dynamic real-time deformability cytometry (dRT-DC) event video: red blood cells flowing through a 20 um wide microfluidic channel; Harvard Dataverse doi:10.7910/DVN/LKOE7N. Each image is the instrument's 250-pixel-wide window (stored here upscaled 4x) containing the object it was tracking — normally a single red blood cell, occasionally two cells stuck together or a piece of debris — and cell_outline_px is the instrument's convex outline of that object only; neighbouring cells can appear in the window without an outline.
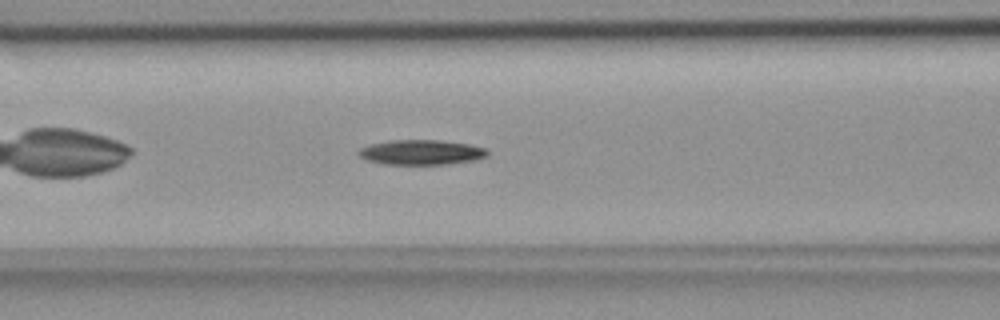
{"species": "common noctule bat (a hibernating species)", "species_latin": "Nyctalus noctula", "temperature_condition": "room temperature", "stored_images_in_passage": 24, "camera_frame_rate_fps": 3000, "um_per_image_px": 0.085, "animal": {"sex": "female", "body_mass_g": 18.4}, "frame": {"image": 1, "passage_image": 8, "time_ms": 2.333, "image_size_px": [1000, 320], "cell_outline_px": [[488, 156], [472, 160], [444, 164], [384, 164], [368, 160], [360, 156], [356, 152], [360, 148], [368, 144], [388, 140], [440, 140], [468, 144], [488, 148]], "centroid_in_image_um": [35.78, 12.93], "position_along_channel_um": 130.8, "area_um2": 18.73}}
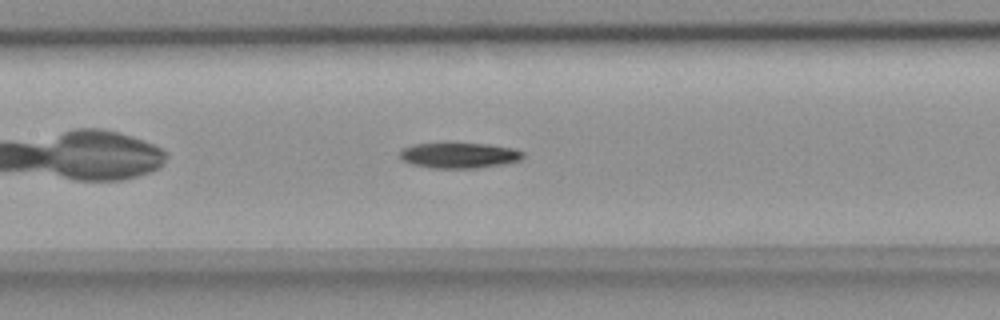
{"frame": {"image": 2, "passage_image": 11, "time_ms": 3.333, "image_size_px": [1000, 320], "cell_outline_px": [[524, 156], [520, 160], [504, 164], [476, 168], [432, 168], [412, 164], [400, 160], [400, 152], [404, 148], [412, 144], [488, 144], [516, 148], [524, 152]], "centroid_in_image_um": [39.06, 13.21], "position_along_channel_um": 168.3, "area_um2": 18.26}}
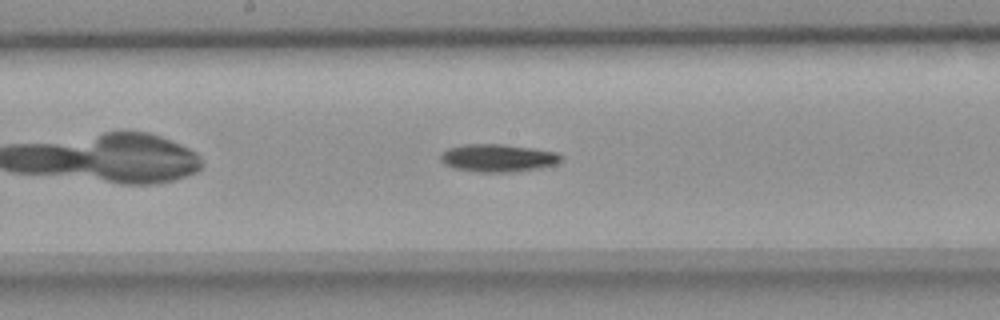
{"frame": {"image": 3, "passage_image": 14, "time_ms": 4.333, "image_size_px": [1000, 320], "cell_outline_px": [[560, 160], [556, 164], [540, 168], [512, 172], [480, 172], [456, 168], [444, 164], [440, 160], [440, 156], [448, 148], [464, 144], [500, 144], [532, 148], [556, 152], [560, 156]], "centroid_in_image_um": [42.3, 13.43], "position_along_channel_um": 205.9, "area_um2": 19.25}}